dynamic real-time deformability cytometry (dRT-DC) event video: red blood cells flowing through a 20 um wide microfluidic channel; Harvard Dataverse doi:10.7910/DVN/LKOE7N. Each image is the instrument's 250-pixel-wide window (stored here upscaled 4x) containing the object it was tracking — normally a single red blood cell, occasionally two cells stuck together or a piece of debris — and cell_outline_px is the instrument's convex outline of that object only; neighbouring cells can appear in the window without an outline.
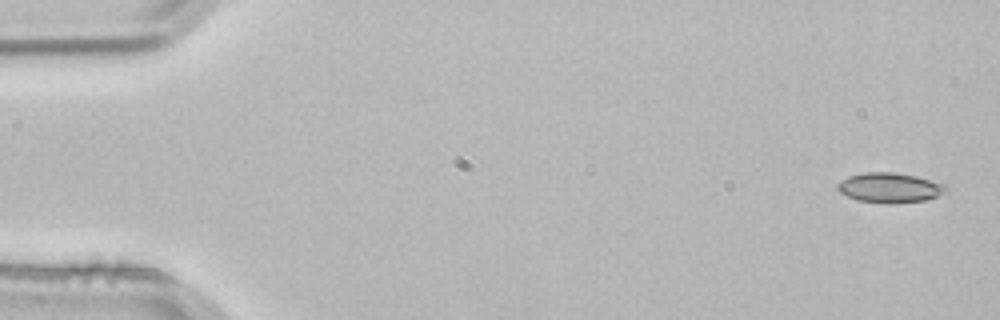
{"species": "common noctule bat (a hibernating species)", "species_latin": "Nyctalus noctula", "temperature_condition": "room temperature", "stored_images_in_passage": 4, "camera_frame_rate_fps": 3000, "um_per_image_px": 0.085, "animal": {"sex": "male", "body_mass_g": 21.5, "forearm_length_mm": 52.0}, "frame": {"image": 1, "passage_image": 1, "time_ms": 0.0, "image_size_px": [1000, 320], "cell_outline_px": [[948, 192], [924, 200], [892, 204], [888, 204], [856, 200], [840, 192], [836, 188], [836, 184], [840, 180], [848, 176], [864, 172], [892, 172], [916, 176], [944, 184], [948, 188]], "centroid_in_image_um": [75.6, 15.96], "position_along_channel_um": 9.4, "area_um2": 19.02}}
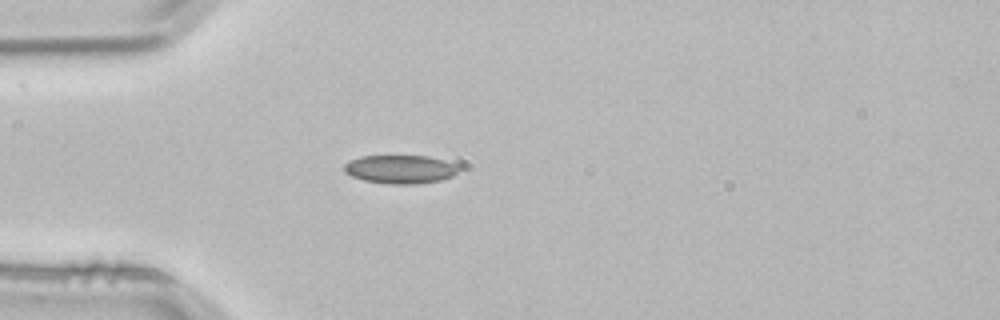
{"frame": {"image": 2, "passage_image": 4, "time_ms": 1.0, "image_size_px": [1000, 320], "cell_outline_px": [[460, 168], [452, 176], [440, 180], [420, 184], [388, 184], [364, 180], [352, 176], [344, 172], [344, 164], [360, 156], [428, 156], [444, 160]], "centroid_in_image_um": [34.01, 14.39], "position_along_channel_um": 51.0, "area_um2": 18.9}}